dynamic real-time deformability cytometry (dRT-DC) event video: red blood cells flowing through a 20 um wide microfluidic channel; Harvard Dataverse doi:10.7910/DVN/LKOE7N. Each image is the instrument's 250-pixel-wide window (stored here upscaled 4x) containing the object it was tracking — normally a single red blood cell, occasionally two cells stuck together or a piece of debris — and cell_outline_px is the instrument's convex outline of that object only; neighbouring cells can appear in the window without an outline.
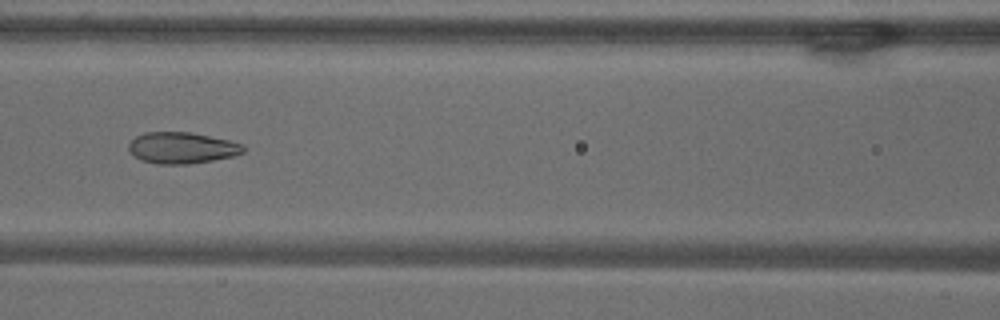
{"species": "common noctule bat (a hibernating species)", "species_latin": "Nyctalus noctula", "temperature_condition": "warm", "stored_images_in_passage": 31, "camera_frame_rate_fps": 3000, "um_per_image_px": 0.085, "animal": {"sex": "male", "body_mass_g": 18.8}, "frame": {"image": 1, "passage_image": 13, "time_ms": 4.0, "image_size_px": [1000, 320], "cell_outline_px": [[244, 152], [232, 156], [212, 160], [188, 164], [156, 164], [140, 160], [128, 148], [128, 144], [136, 136], [144, 132], [188, 132], [228, 140], [244, 144]], "centroid_in_image_um": [15.44, 12.57], "position_along_channel_um": 151.2, "area_um2": 20.75}}
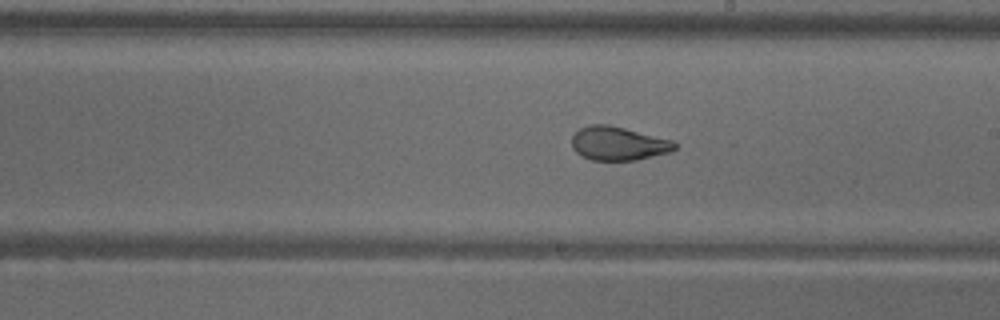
{"frame": {"image": 2, "passage_image": 20, "time_ms": 6.333, "image_size_px": [1000, 320], "cell_outline_px": [[676, 148], [672, 152], [636, 160], [592, 160], [580, 156], [572, 148], [572, 136], [580, 128], [588, 124], [608, 124], [672, 140], [676, 144]], "centroid_in_image_um": [52.54, 12.2], "position_along_channel_um": 236.5, "area_um2": 20.29}}
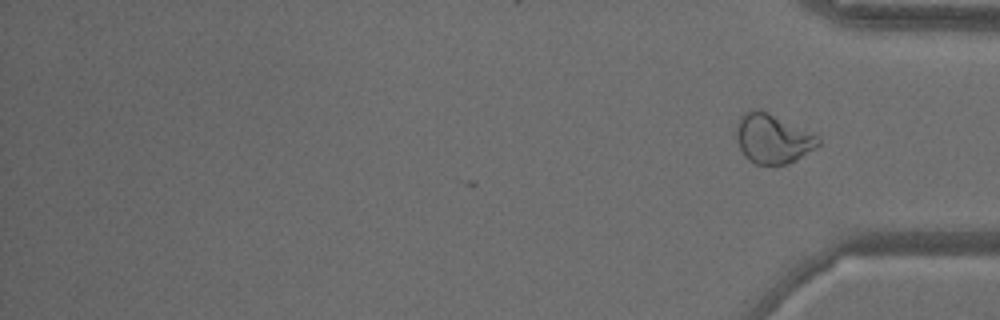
{"frame": {"image": 3, "passage_image": 31, "time_ms": 10.0, "image_size_px": [1000, 320], "cell_outline_px": [[820, 144], [788, 164], [756, 164], [748, 160], [744, 156], [740, 148], [736, 136], [736, 128], [740, 116], [748, 108], [760, 108], [816, 136], [820, 140]], "centroid_in_image_um": [65.6, 11.77], "position_along_channel_um": 369.6, "area_um2": 23.24}, "authors_computed_cell_mechanics": {"area_um2": 20.7502, "velocity_mm_per_s": 3.6708, "shape_relaxation_time_tau1_ms": 7.2228, "shape_relaxation_time_tau2_ms": 1.2316, "deformation_change_tau1": 0.1969, "deformation_change_tau2": 0.0782}}